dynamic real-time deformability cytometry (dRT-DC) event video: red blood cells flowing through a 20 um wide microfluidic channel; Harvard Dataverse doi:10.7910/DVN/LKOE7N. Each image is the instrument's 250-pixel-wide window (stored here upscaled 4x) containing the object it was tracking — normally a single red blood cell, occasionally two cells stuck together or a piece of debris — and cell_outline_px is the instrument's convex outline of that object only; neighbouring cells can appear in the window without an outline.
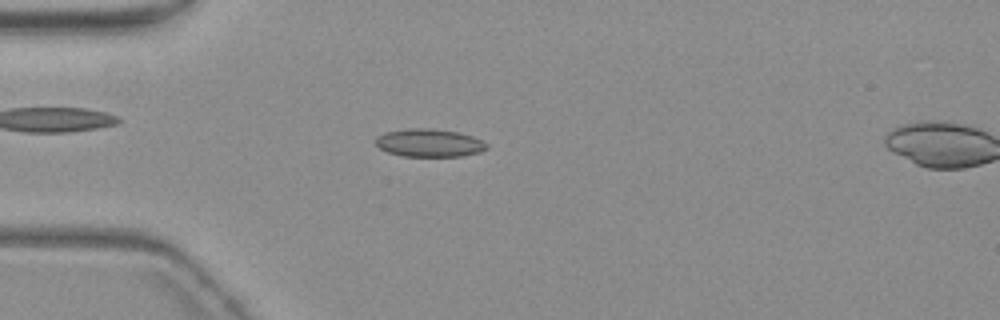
{"species": "common noctule bat (a hibernating species)", "species_latin": "Nyctalus noctula", "temperature_condition": "warm", "stored_images_in_passage": 56, "camera_frame_rate_fps": 3000, "um_per_image_px": 0.085, "animal": {"sex": "female", "body_mass_g": 19.3, "forearm_length_mm": 54.1}, "frame": {"image": 1, "passage_image": 15, "time_ms": 4.667, "image_size_px": [1000, 320], "cell_outline_px": [[488, 148], [480, 152], [464, 156], [400, 156], [388, 152], [380, 148], [376, 144], [376, 136], [384, 132], [408, 128], [432, 128], [456, 132], [472, 136], [488, 144]], "centroid_in_image_um": [36.47, 12.14], "position_along_channel_um": 48.5, "area_um2": 18.15}}
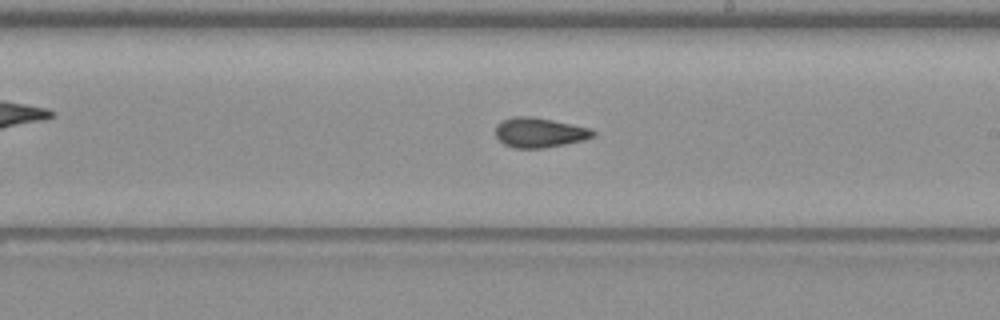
{"frame": {"image": 2, "passage_image": 32, "time_ms": 10.333, "image_size_px": [1000, 320], "cell_outline_px": [[596, 136], [584, 140], [544, 148], [516, 148], [504, 144], [496, 136], [496, 124], [512, 116], [532, 116], [552, 120], [588, 128], [596, 132]], "centroid_in_image_um": [45.85, 11.27], "position_along_channel_um": 243.2, "area_um2": 16.82}}
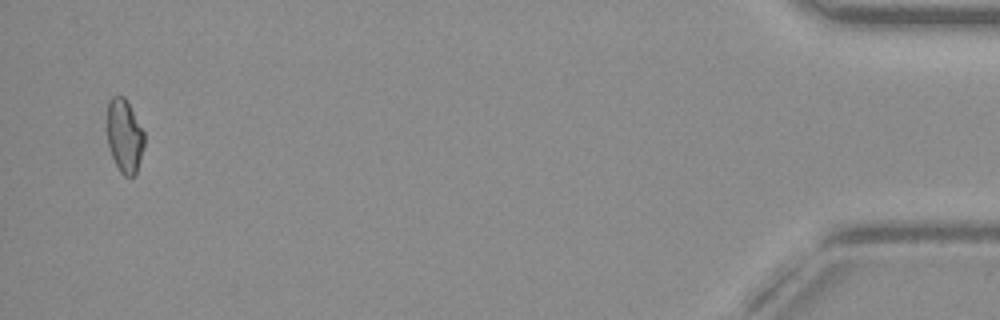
{"frame": {"image": 3, "passage_image": 54, "time_ms": 17.667, "image_size_px": [1000, 320], "cell_outline_px": [[144, 144], [136, 176], [124, 176], [120, 172], [112, 156], [108, 144], [108, 100], [112, 96], [124, 96], [144, 132]], "centroid_in_image_um": [10.59, 11.57], "position_along_channel_um": 424.6, "area_um2": 15.72}, "authors_computed_cell_mechanics": {"area_um2": 16.8776, "velocity_mm_per_s": 3.6916, "shape_relaxation_time_tau1_ms": null, "shape_relaxation_time_tau2_ms": 1.5314, "deformation_change_tau1": null, "deformation_change_tau2": 0.0616}}